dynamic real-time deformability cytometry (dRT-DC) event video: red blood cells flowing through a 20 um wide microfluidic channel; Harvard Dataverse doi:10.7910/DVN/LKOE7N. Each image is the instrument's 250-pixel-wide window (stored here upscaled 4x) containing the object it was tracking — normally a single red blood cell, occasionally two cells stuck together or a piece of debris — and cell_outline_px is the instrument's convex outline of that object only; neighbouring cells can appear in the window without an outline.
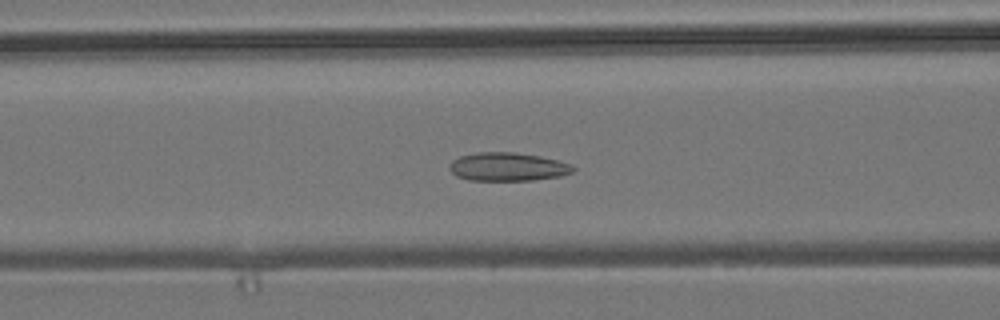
{"species": "common noctule bat (a hibernating species)", "species_latin": "Nyctalus noctula", "temperature_condition": "room temperature", "stored_images_in_passage": 48, "camera_frame_rate_fps": 3000, "um_per_image_px": 0.085, "animal": {"sex": "male", "body_mass_g": 19.2, "forearm_length_mm": 51.8}, "frame": {"image": 1, "passage_image": 21, "time_ms": 6.667, "image_size_px": [1000, 320], "cell_outline_px": [[576, 168], [572, 172], [560, 176], [532, 180], [468, 180], [456, 176], [448, 168], [452, 160], [460, 156], [476, 152], [516, 152], [540, 156], [556, 160], [568, 164]], "centroid_in_image_um": [43.11, 14.17], "position_along_channel_um": 123.5, "area_um2": 20.4}}
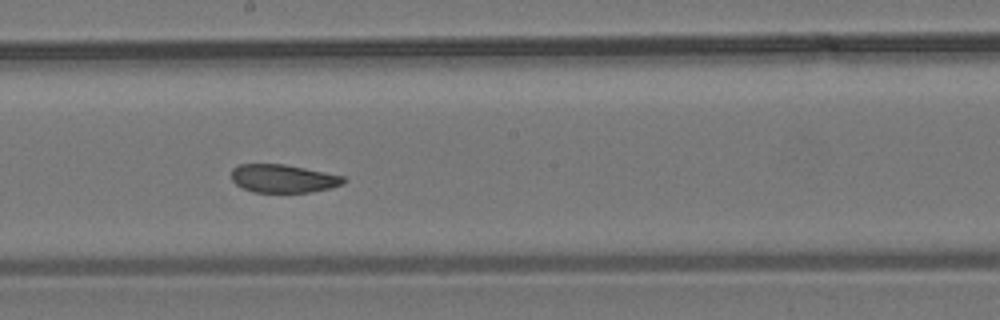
{"frame": {"image": 2, "passage_image": 29, "time_ms": 9.333, "image_size_px": [1000, 320], "cell_outline_px": [[348, 180], [344, 184], [332, 188], [308, 192], [252, 192], [236, 184], [232, 180], [232, 168], [240, 164], [284, 164], [344, 176]], "centroid_in_image_um": [24.1, 15.18], "position_along_channel_um": 224.1, "area_um2": 18.44}}
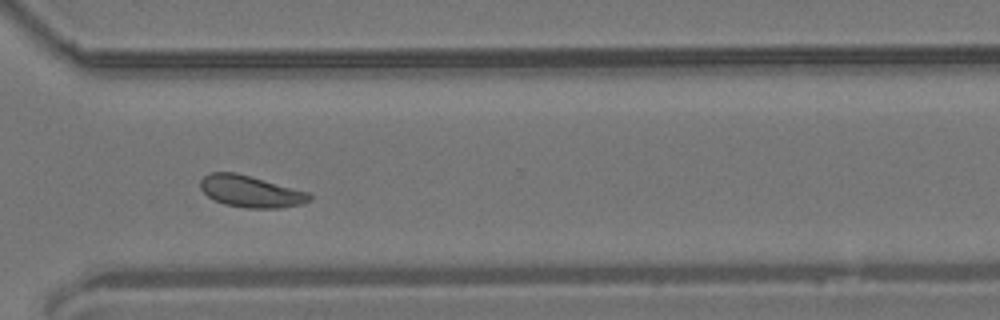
{"frame": {"image": 3, "passage_image": 39, "time_ms": 12.667, "image_size_px": [1000, 320], "cell_outline_px": [[312, 200], [304, 204], [280, 208], [244, 208], [224, 204], [208, 196], [200, 188], [200, 180], [208, 172], [236, 172], [308, 192], [312, 196]], "centroid_in_image_um": [21.32, 16.27], "position_along_channel_um": 349.3, "area_um2": 20.23}, "authors_computed_cell_mechanics": {"area_um2": 19.9988, "velocity_mm_per_s": 3.7708, "shape_relaxation_time_tau1_ms": null, "shape_relaxation_time_tau2_ms": 0.9319, "deformation_change_tau1": null, "deformation_change_tau2": 0.0613}}